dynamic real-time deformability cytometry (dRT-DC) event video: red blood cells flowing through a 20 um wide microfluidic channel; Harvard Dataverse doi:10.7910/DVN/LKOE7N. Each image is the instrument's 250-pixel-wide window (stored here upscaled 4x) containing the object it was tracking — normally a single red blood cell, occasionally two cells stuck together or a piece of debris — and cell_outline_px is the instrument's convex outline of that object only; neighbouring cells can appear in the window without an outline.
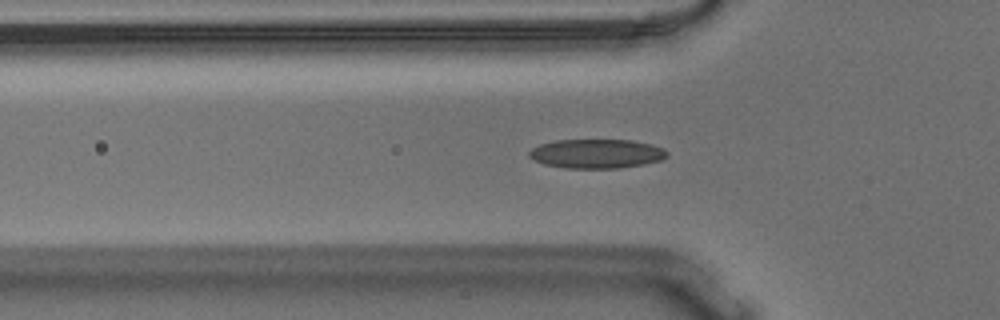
{"species": "Egyptian fruit bat (a non-hibernating species)", "species_latin": "Rousettus aegyptiacus", "temperature_condition": "warm", "stored_images_in_passage": 40, "camera_frame_rate_fps": 3000, "um_per_image_px": 0.085, "animal": {"sex": "male"}, "frame": {"image": 1, "passage_image": 3, "time_ms": 0.667, "image_size_px": [1000, 320], "cell_outline_px": [[668, 156], [660, 160], [644, 164], [620, 168], [568, 168], [544, 164], [532, 160], [528, 156], [528, 152], [532, 148], [540, 144], [556, 140], [632, 140], [652, 144], [664, 148], [668, 152]], "centroid_in_image_um": [50.71, 13.06], "position_along_channel_um": 75.1, "area_um2": 23.58}}
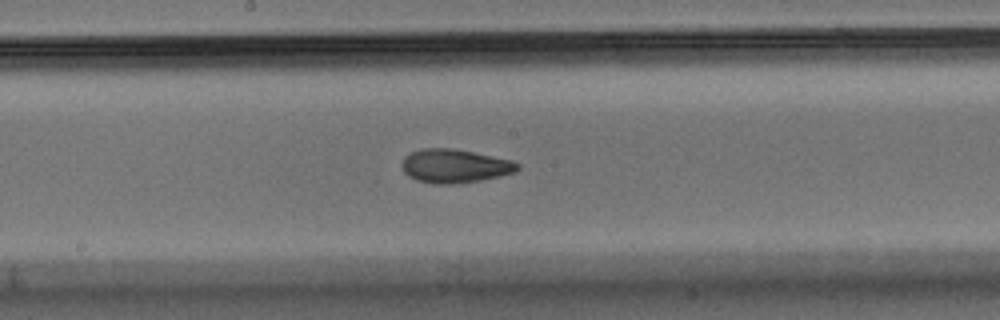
{"frame": {"image": 2, "passage_image": 14, "time_ms": 4.333, "image_size_px": [1000, 320], "cell_outline_px": [[520, 168], [516, 172], [500, 176], [480, 180], [452, 184], [436, 184], [416, 180], [408, 176], [404, 172], [400, 164], [404, 156], [420, 148], [452, 148], [512, 160], [520, 164]], "centroid_in_image_um": [38.63, 14.11], "position_along_channel_um": 209.6, "area_um2": 22.77}}
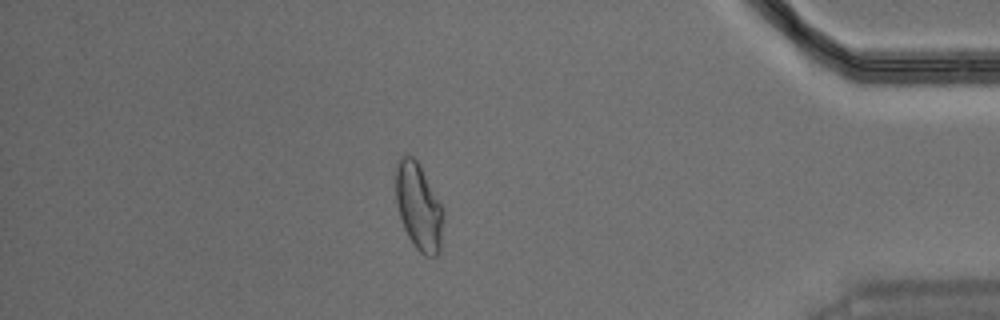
{"frame": {"image": 3, "passage_image": 33, "time_ms": 10.667, "image_size_px": [1000, 320], "cell_outline_px": [[444, 216], [440, 252], [436, 256], [424, 256], [416, 248], [408, 236], [404, 228], [400, 216], [396, 200], [396, 160], [400, 156], [412, 156], [416, 160], [444, 208]], "centroid_in_image_um": [35.6, 17.6], "position_along_channel_um": 399.6, "area_um2": 24.1}, "authors_computed_cell_mechanics": {"area_um2": 22.7443, "velocity_mm_per_s": 3.6282, "shape_relaxation_time_tau1_ms": 8.2631, "shape_relaxation_time_tau2_ms": 1.831, "deformation_change_tau1": 0.2124, "deformation_change_tau2": 0.0738}}